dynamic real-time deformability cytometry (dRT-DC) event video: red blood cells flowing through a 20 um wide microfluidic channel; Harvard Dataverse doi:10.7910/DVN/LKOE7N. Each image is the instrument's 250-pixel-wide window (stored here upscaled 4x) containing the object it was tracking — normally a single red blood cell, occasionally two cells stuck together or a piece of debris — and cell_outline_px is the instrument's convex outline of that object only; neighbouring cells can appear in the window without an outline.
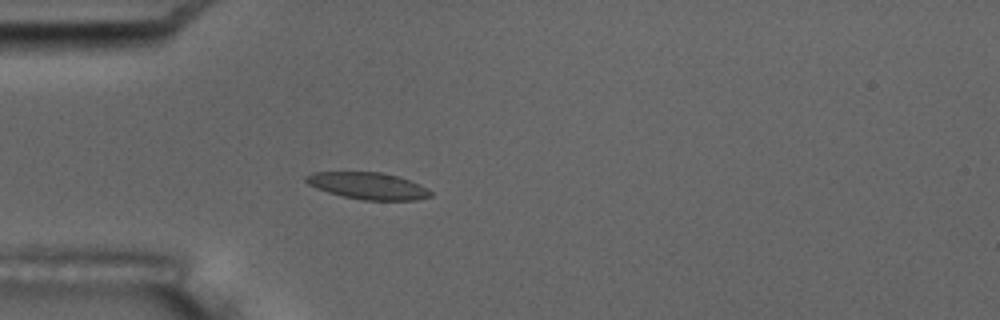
{"species": "common noctule bat (a hibernating species)", "species_latin": "Nyctalus noctula", "temperature_condition": "room temperature", "stored_images_in_passage": 2, "camera_frame_rate_fps": 3000, "um_per_image_px": 0.085, "animal": {"sex": "male", "body_mass_g": 17.5, "forearm_length_mm": 52.3}, "frame": {"image": 1, "passage_image": 2, "time_ms": 2.0, "image_size_px": [1000, 320], "cell_outline_px": [[432, 196], [416, 200], [364, 200], [344, 196], [328, 192], [316, 188], [308, 184], [304, 180], [304, 176], [312, 172], [380, 172], [396, 176], [420, 184], [428, 188], [432, 192]], "centroid_in_image_um": [31.27, 15.79], "position_along_channel_um": 53.7, "area_um2": 19.42}}